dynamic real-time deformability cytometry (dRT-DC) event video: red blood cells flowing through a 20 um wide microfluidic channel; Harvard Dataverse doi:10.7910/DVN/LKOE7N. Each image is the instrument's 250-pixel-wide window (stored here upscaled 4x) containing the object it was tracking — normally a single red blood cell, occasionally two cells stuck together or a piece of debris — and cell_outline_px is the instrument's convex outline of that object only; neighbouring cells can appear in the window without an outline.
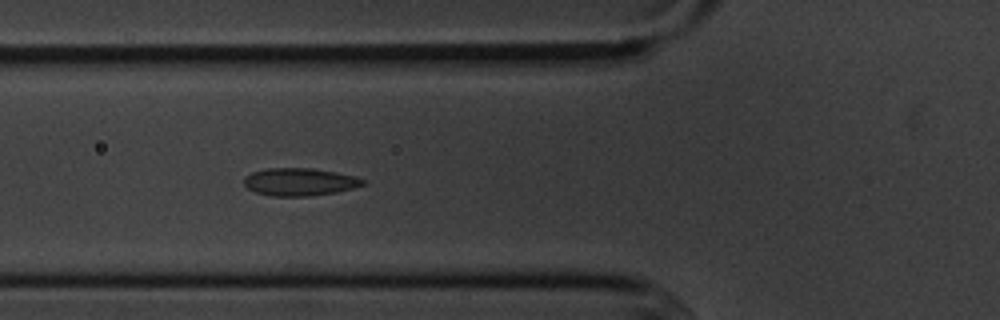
{"species": "common noctule bat (a hibernating species)", "species_latin": "Nyctalus noctula", "temperature_condition": "cold", "stored_images_in_passage": 5, "camera_frame_rate_fps": 3000, "um_per_image_px": 0.085, "animal": {"sex": "male", "body_mass_g": 20.1, "forearm_length_mm": 53.5}, "frame": {"image": 1, "passage_image": 5, "time_ms": 4.667, "image_size_px": [1000, 320], "cell_outline_px": [[364, 184], [352, 188], [336, 192], [308, 196], [272, 196], [256, 192], [248, 188], [244, 184], [244, 176], [252, 172], [268, 168], [312, 168], [336, 172], [352, 176], [364, 180]], "centroid_in_image_um": [25.42, 15.46], "position_along_channel_um": 100.4, "area_um2": 18.96}}